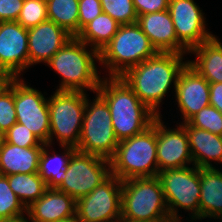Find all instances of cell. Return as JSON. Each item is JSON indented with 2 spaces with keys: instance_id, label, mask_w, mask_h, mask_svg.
I'll return each instance as SVG.
<instances>
[{
  "instance_id": "obj_1",
  "label": "cell",
  "mask_w": 222,
  "mask_h": 222,
  "mask_svg": "<svg viewBox=\"0 0 222 222\" xmlns=\"http://www.w3.org/2000/svg\"><path fill=\"white\" fill-rule=\"evenodd\" d=\"M185 54L158 52L139 65L129 68L120 76L126 84L158 117L160 103L173 83L175 90L178 77L188 61H183Z\"/></svg>"
},
{
  "instance_id": "obj_2",
  "label": "cell",
  "mask_w": 222,
  "mask_h": 222,
  "mask_svg": "<svg viewBox=\"0 0 222 222\" xmlns=\"http://www.w3.org/2000/svg\"><path fill=\"white\" fill-rule=\"evenodd\" d=\"M96 92L110 109L118 141L143 132L158 117L140 101L121 77L102 78Z\"/></svg>"
},
{
  "instance_id": "obj_3",
  "label": "cell",
  "mask_w": 222,
  "mask_h": 222,
  "mask_svg": "<svg viewBox=\"0 0 222 222\" xmlns=\"http://www.w3.org/2000/svg\"><path fill=\"white\" fill-rule=\"evenodd\" d=\"M73 36L46 63L61 78L56 91H93L96 93L102 78L98 75L96 60H100L99 52ZM87 88V89H86Z\"/></svg>"
},
{
  "instance_id": "obj_4",
  "label": "cell",
  "mask_w": 222,
  "mask_h": 222,
  "mask_svg": "<svg viewBox=\"0 0 222 222\" xmlns=\"http://www.w3.org/2000/svg\"><path fill=\"white\" fill-rule=\"evenodd\" d=\"M110 164L111 174L121 181L131 178L156 177L159 173L157 118L143 132L119 141Z\"/></svg>"
},
{
  "instance_id": "obj_5",
  "label": "cell",
  "mask_w": 222,
  "mask_h": 222,
  "mask_svg": "<svg viewBox=\"0 0 222 222\" xmlns=\"http://www.w3.org/2000/svg\"><path fill=\"white\" fill-rule=\"evenodd\" d=\"M121 220L127 222H173L159 178L122 181Z\"/></svg>"
},
{
  "instance_id": "obj_6",
  "label": "cell",
  "mask_w": 222,
  "mask_h": 222,
  "mask_svg": "<svg viewBox=\"0 0 222 222\" xmlns=\"http://www.w3.org/2000/svg\"><path fill=\"white\" fill-rule=\"evenodd\" d=\"M158 51L137 23L120 25L117 33L99 53V63L109 69V77H120Z\"/></svg>"
},
{
  "instance_id": "obj_7",
  "label": "cell",
  "mask_w": 222,
  "mask_h": 222,
  "mask_svg": "<svg viewBox=\"0 0 222 222\" xmlns=\"http://www.w3.org/2000/svg\"><path fill=\"white\" fill-rule=\"evenodd\" d=\"M83 91H56L48 98L50 114L51 146L53 136L60 146L77 148L80 140L85 112L86 97Z\"/></svg>"
},
{
  "instance_id": "obj_8",
  "label": "cell",
  "mask_w": 222,
  "mask_h": 222,
  "mask_svg": "<svg viewBox=\"0 0 222 222\" xmlns=\"http://www.w3.org/2000/svg\"><path fill=\"white\" fill-rule=\"evenodd\" d=\"M93 102L86 97L85 112L77 150L111 159L118 146L110 109L106 101L96 92Z\"/></svg>"
},
{
  "instance_id": "obj_9",
  "label": "cell",
  "mask_w": 222,
  "mask_h": 222,
  "mask_svg": "<svg viewBox=\"0 0 222 222\" xmlns=\"http://www.w3.org/2000/svg\"><path fill=\"white\" fill-rule=\"evenodd\" d=\"M157 177L162 185L171 220L181 222L178 208L191 211L192 222L199 220L200 168L193 165L167 169L159 172Z\"/></svg>"
},
{
  "instance_id": "obj_10",
  "label": "cell",
  "mask_w": 222,
  "mask_h": 222,
  "mask_svg": "<svg viewBox=\"0 0 222 222\" xmlns=\"http://www.w3.org/2000/svg\"><path fill=\"white\" fill-rule=\"evenodd\" d=\"M110 175L109 159L76 149L69 159L66 176L56 189L77 201L89 194Z\"/></svg>"
},
{
  "instance_id": "obj_11",
  "label": "cell",
  "mask_w": 222,
  "mask_h": 222,
  "mask_svg": "<svg viewBox=\"0 0 222 222\" xmlns=\"http://www.w3.org/2000/svg\"><path fill=\"white\" fill-rule=\"evenodd\" d=\"M122 181L111 174L89 194L76 201L80 222H119L121 220Z\"/></svg>"
},
{
  "instance_id": "obj_12",
  "label": "cell",
  "mask_w": 222,
  "mask_h": 222,
  "mask_svg": "<svg viewBox=\"0 0 222 222\" xmlns=\"http://www.w3.org/2000/svg\"><path fill=\"white\" fill-rule=\"evenodd\" d=\"M14 105L17 122L31 130L44 144L50 136V114L48 99L41 91L26 85L20 78H14Z\"/></svg>"
},
{
  "instance_id": "obj_13",
  "label": "cell",
  "mask_w": 222,
  "mask_h": 222,
  "mask_svg": "<svg viewBox=\"0 0 222 222\" xmlns=\"http://www.w3.org/2000/svg\"><path fill=\"white\" fill-rule=\"evenodd\" d=\"M168 10L178 41L189 52L214 36L206 30V18L194 0H169Z\"/></svg>"
},
{
  "instance_id": "obj_14",
  "label": "cell",
  "mask_w": 222,
  "mask_h": 222,
  "mask_svg": "<svg viewBox=\"0 0 222 222\" xmlns=\"http://www.w3.org/2000/svg\"><path fill=\"white\" fill-rule=\"evenodd\" d=\"M28 67V29L17 21L0 22V68L20 78Z\"/></svg>"
},
{
  "instance_id": "obj_15",
  "label": "cell",
  "mask_w": 222,
  "mask_h": 222,
  "mask_svg": "<svg viewBox=\"0 0 222 222\" xmlns=\"http://www.w3.org/2000/svg\"><path fill=\"white\" fill-rule=\"evenodd\" d=\"M162 117H157V162L159 172L167 169L183 168L192 163L189 140L185 128L168 129Z\"/></svg>"
},
{
  "instance_id": "obj_16",
  "label": "cell",
  "mask_w": 222,
  "mask_h": 222,
  "mask_svg": "<svg viewBox=\"0 0 222 222\" xmlns=\"http://www.w3.org/2000/svg\"><path fill=\"white\" fill-rule=\"evenodd\" d=\"M174 92L183 122L210 105L209 82L189 64L180 72Z\"/></svg>"
},
{
  "instance_id": "obj_17",
  "label": "cell",
  "mask_w": 222,
  "mask_h": 222,
  "mask_svg": "<svg viewBox=\"0 0 222 222\" xmlns=\"http://www.w3.org/2000/svg\"><path fill=\"white\" fill-rule=\"evenodd\" d=\"M72 37L67 30L51 20L28 28L29 68L34 63L46 64Z\"/></svg>"
},
{
  "instance_id": "obj_18",
  "label": "cell",
  "mask_w": 222,
  "mask_h": 222,
  "mask_svg": "<svg viewBox=\"0 0 222 222\" xmlns=\"http://www.w3.org/2000/svg\"><path fill=\"white\" fill-rule=\"evenodd\" d=\"M137 24L158 52L189 54L178 41L169 10L138 16Z\"/></svg>"
},
{
  "instance_id": "obj_19",
  "label": "cell",
  "mask_w": 222,
  "mask_h": 222,
  "mask_svg": "<svg viewBox=\"0 0 222 222\" xmlns=\"http://www.w3.org/2000/svg\"><path fill=\"white\" fill-rule=\"evenodd\" d=\"M26 216L31 222L66 220L76 216V200L56 188H47L37 201L27 207Z\"/></svg>"
},
{
  "instance_id": "obj_20",
  "label": "cell",
  "mask_w": 222,
  "mask_h": 222,
  "mask_svg": "<svg viewBox=\"0 0 222 222\" xmlns=\"http://www.w3.org/2000/svg\"><path fill=\"white\" fill-rule=\"evenodd\" d=\"M181 123L187 132L193 165L214 168L212 161L222 163V136L193 127L188 122Z\"/></svg>"
},
{
  "instance_id": "obj_21",
  "label": "cell",
  "mask_w": 222,
  "mask_h": 222,
  "mask_svg": "<svg viewBox=\"0 0 222 222\" xmlns=\"http://www.w3.org/2000/svg\"><path fill=\"white\" fill-rule=\"evenodd\" d=\"M43 147H19L3 142L0 147V174L37 173Z\"/></svg>"
},
{
  "instance_id": "obj_22",
  "label": "cell",
  "mask_w": 222,
  "mask_h": 222,
  "mask_svg": "<svg viewBox=\"0 0 222 222\" xmlns=\"http://www.w3.org/2000/svg\"><path fill=\"white\" fill-rule=\"evenodd\" d=\"M199 219H222V171L200 168Z\"/></svg>"
},
{
  "instance_id": "obj_23",
  "label": "cell",
  "mask_w": 222,
  "mask_h": 222,
  "mask_svg": "<svg viewBox=\"0 0 222 222\" xmlns=\"http://www.w3.org/2000/svg\"><path fill=\"white\" fill-rule=\"evenodd\" d=\"M189 53L196 55L195 61L188 60L209 83H222V43L215 35L193 48Z\"/></svg>"
},
{
  "instance_id": "obj_24",
  "label": "cell",
  "mask_w": 222,
  "mask_h": 222,
  "mask_svg": "<svg viewBox=\"0 0 222 222\" xmlns=\"http://www.w3.org/2000/svg\"><path fill=\"white\" fill-rule=\"evenodd\" d=\"M48 143L44 144L40 158H39V169L38 174L46 183L47 188H57L66 176V168L72 153L76 148L71 146H61L64 148L62 156L59 154L50 155L47 150Z\"/></svg>"
},
{
  "instance_id": "obj_25",
  "label": "cell",
  "mask_w": 222,
  "mask_h": 222,
  "mask_svg": "<svg viewBox=\"0 0 222 222\" xmlns=\"http://www.w3.org/2000/svg\"><path fill=\"white\" fill-rule=\"evenodd\" d=\"M119 26L120 24L115 19L102 12L89 22L76 37L100 53L117 33Z\"/></svg>"
},
{
  "instance_id": "obj_26",
  "label": "cell",
  "mask_w": 222,
  "mask_h": 222,
  "mask_svg": "<svg viewBox=\"0 0 222 222\" xmlns=\"http://www.w3.org/2000/svg\"><path fill=\"white\" fill-rule=\"evenodd\" d=\"M10 188L27 208L46 191L47 185L37 173L7 175Z\"/></svg>"
},
{
  "instance_id": "obj_27",
  "label": "cell",
  "mask_w": 222,
  "mask_h": 222,
  "mask_svg": "<svg viewBox=\"0 0 222 222\" xmlns=\"http://www.w3.org/2000/svg\"><path fill=\"white\" fill-rule=\"evenodd\" d=\"M48 20L72 36L79 33V0H46Z\"/></svg>"
},
{
  "instance_id": "obj_28",
  "label": "cell",
  "mask_w": 222,
  "mask_h": 222,
  "mask_svg": "<svg viewBox=\"0 0 222 222\" xmlns=\"http://www.w3.org/2000/svg\"><path fill=\"white\" fill-rule=\"evenodd\" d=\"M27 208L10 188L8 179L0 174V221L24 217Z\"/></svg>"
},
{
  "instance_id": "obj_29",
  "label": "cell",
  "mask_w": 222,
  "mask_h": 222,
  "mask_svg": "<svg viewBox=\"0 0 222 222\" xmlns=\"http://www.w3.org/2000/svg\"><path fill=\"white\" fill-rule=\"evenodd\" d=\"M103 12L120 25L137 23L133 0H100Z\"/></svg>"
},
{
  "instance_id": "obj_30",
  "label": "cell",
  "mask_w": 222,
  "mask_h": 222,
  "mask_svg": "<svg viewBox=\"0 0 222 222\" xmlns=\"http://www.w3.org/2000/svg\"><path fill=\"white\" fill-rule=\"evenodd\" d=\"M48 20L46 0H24L17 22L24 28L37 26Z\"/></svg>"
},
{
  "instance_id": "obj_31",
  "label": "cell",
  "mask_w": 222,
  "mask_h": 222,
  "mask_svg": "<svg viewBox=\"0 0 222 222\" xmlns=\"http://www.w3.org/2000/svg\"><path fill=\"white\" fill-rule=\"evenodd\" d=\"M187 122L193 127L222 136V113L211 105L202 108Z\"/></svg>"
},
{
  "instance_id": "obj_32",
  "label": "cell",
  "mask_w": 222,
  "mask_h": 222,
  "mask_svg": "<svg viewBox=\"0 0 222 222\" xmlns=\"http://www.w3.org/2000/svg\"><path fill=\"white\" fill-rule=\"evenodd\" d=\"M17 122L14 105V78L0 91V131L5 134Z\"/></svg>"
},
{
  "instance_id": "obj_33",
  "label": "cell",
  "mask_w": 222,
  "mask_h": 222,
  "mask_svg": "<svg viewBox=\"0 0 222 222\" xmlns=\"http://www.w3.org/2000/svg\"><path fill=\"white\" fill-rule=\"evenodd\" d=\"M4 141L19 147L44 146V143L31 130L18 122L4 134Z\"/></svg>"
},
{
  "instance_id": "obj_34",
  "label": "cell",
  "mask_w": 222,
  "mask_h": 222,
  "mask_svg": "<svg viewBox=\"0 0 222 222\" xmlns=\"http://www.w3.org/2000/svg\"><path fill=\"white\" fill-rule=\"evenodd\" d=\"M102 12L100 0H79V32Z\"/></svg>"
},
{
  "instance_id": "obj_35",
  "label": "cell",
  "mask_w": 222,
  "mask_h": 222,
  "mask_svg": "<svg viewBox=\"0 0 222 222\" xmlns=\"http://www.w3.org/2000/svg\"><path fill=\"white\" fill-rule=\"evenodd\" d=\"M24 0H0V22L17 21Z\"/></svg>"
},
{
  "instance_id": "obj_36",
  "label": "cell",
  "mask_w": 222,
  "mask_h": 222,
  "mask_svg": "<svg viewBox=\"0 0 222 222\" xmlns=\"http://www.w3.org/2000/svg\"><path fill=\"white\" fill-rule=\"evenodd\" d=\"M138 16L168 10L169 0H133Z\"/></svg>"
},
{
  "instance_id": "obj_37",
  "label": "cell",
  "mask_w": 222,
  "mask_h": 222,
  "mask_svg": "<svg viewBox=\"0 0 222 222\" xmlns=\"http://www.w3.org/2000/svg\"><path fill=\"white\" fill-rule=\"evenodd\" d=\"M210 105L222 113V83H209Z\"/></svg>"
},
{
  "instance_id": "obj_38",
  "label": "cell",
  "mask_w": 222,
  "mask_h": 222,
  "mask_svg": "<svg viewBox=\"0 0 222 222\" xmlns=\"http://www.w3.org/2000/svg\"><path fill=\"white\" fill-rule=\"evenodd\" d=\"M13 78L2 68H0V91L7 87Z\"/></svg>"
},
{
  "instance_id": "obj_39",
  "label": "cell",
  "mask_w": 222,
  "mask_h": 222,
  "mask_svg": "<svg viewBox=\"0 0 222 222\" xmlns=\"http://www.w3.org/2000/svg\"><path fill=\"white\" fill-rule=\"evenodd\" d=\"M0 222H31V221H28V219L24 216V217L14 219V220H7V221H0Z\"/></svg>"
},
{
  "instance_id": "obj_40",
  "label": "cell",
  "mask_w": 222,
  "mask_h": 222,
  "mask_svg": "<svg viewBox=\"0 0 222 222\" xmlns=\"http://www.w3.org/2000/svg\"><path fill=\"white\" fill-rule=\"evenodd\" d=\"M58 222H80V221L78 220L77 216H74L69 219L58 221Z\"/></svg>"
},
{
  "instance_id": "obj_41",
  "label": "cell",
  "mask_w": 222,
  "mask_h": 222,
  "mask_svg": "<svg viewBox=\"0 0 222 222\" xmlns=\"http://www.w3.org/2000/svg\"><path fill=\"white\" fill-rule=\"evenodd\" d=\"M4 142V134L0 131V147L2 146Z\"/></svg>"
}]
</instances>
